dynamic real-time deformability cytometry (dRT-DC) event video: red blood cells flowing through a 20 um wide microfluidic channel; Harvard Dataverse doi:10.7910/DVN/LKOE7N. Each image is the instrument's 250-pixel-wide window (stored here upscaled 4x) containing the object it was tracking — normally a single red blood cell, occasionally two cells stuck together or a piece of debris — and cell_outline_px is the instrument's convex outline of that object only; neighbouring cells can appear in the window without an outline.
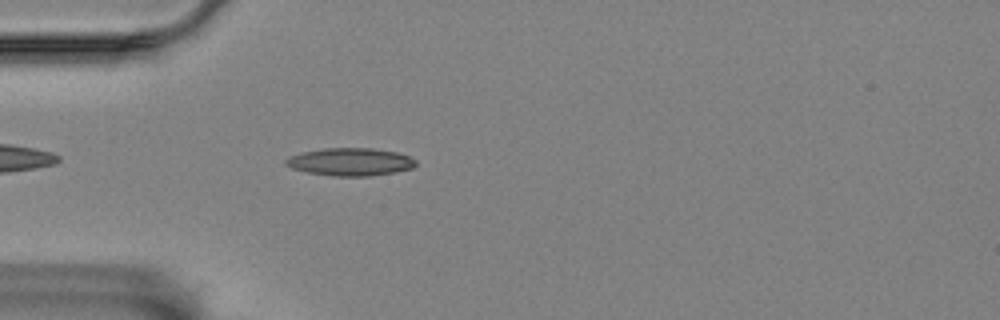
{"species": "Egyptian fruit bat (a non-hibernating species)", "species_latin": "Rousettus aegyptiacus", "temperature_condition": "room temperature", "stored_images_in_passage": 43, "camera_frame_rate_fps": 3000, "um_per_image_px": 0.085, "animal": {"sex": "female"}, "frame": {"image": 1, "passage_image": 5, "time_ms": 1.333, "image_size_px": [1000, 320], "cell_outline_px": [[416, 164], [412, 168], [396, 172], [368, 176], [332, 176], [308, 172], [292, 168], [284, 164], [284, 160], [288, 156], [304, 152], [324, 148], [372, 148], [396, 152], [408, 156], [416, 160]], "centroid_in_image_um": [29.76, 13.76], "position_along_channel_um": 55.2, "area_um2": 20.98}}
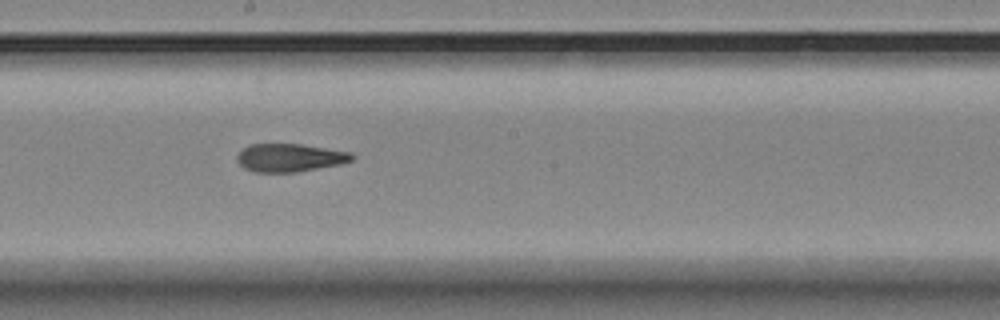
{"frame": {"image": 2, "passage_image": 20, "time_ms": 6.333, "image_size_px": [1000, 320], "cell_outline_px": [[356, 156], [352, 160], [340, 164], [296, 172], [256, 172], [244, 168], [236, 160], [236, 156], [248, 144], [300, 144], [352, 152]], "centroid_in_image_um": [24.64, 13.4], "position_along_channel_um": 223.6, "area_um2": 18.79}}
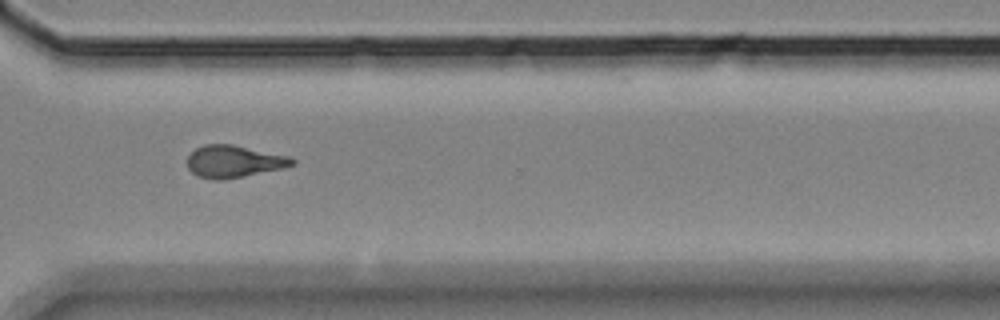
{"frame": {"image": 3, "passage_image": 31, "time_ms": 10.0, "image_size_px": [1000, 320], "cell_outline_px": [[296, 164], [284, 168], [244, 176], [220, 180], [212, 180], [196, 176], [188, 168], [188, 156], [196, 148], [204, 144], [232, 144], [292, 156], [296, 160]], "centroid_in_image_um": [19.92, 13.72], "position_along_channel_um": 350.7, "area_um2": 19.94}, "authors_computed_cell_mechanics": {"area_um2": 19.3052, "velocity_mm_per_s": 3.4784, "shape_relaxation_time_tau1_ms": null, "shape_relaxation_time_tau2_ms": 3.6659, "deformation_change_tau1": null, "deformation_change_tau2": 0.1319}}